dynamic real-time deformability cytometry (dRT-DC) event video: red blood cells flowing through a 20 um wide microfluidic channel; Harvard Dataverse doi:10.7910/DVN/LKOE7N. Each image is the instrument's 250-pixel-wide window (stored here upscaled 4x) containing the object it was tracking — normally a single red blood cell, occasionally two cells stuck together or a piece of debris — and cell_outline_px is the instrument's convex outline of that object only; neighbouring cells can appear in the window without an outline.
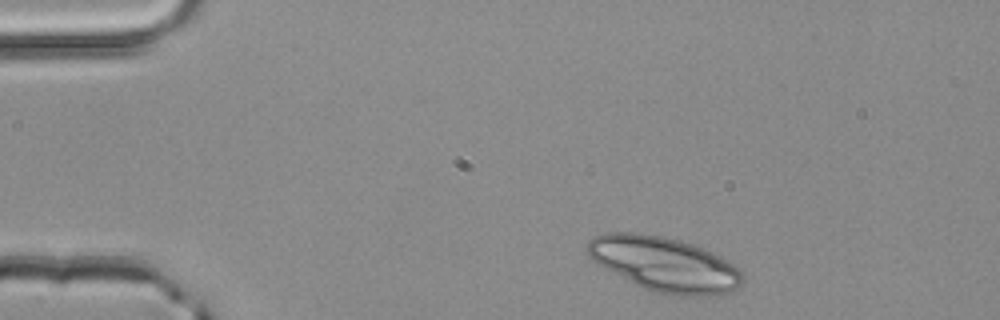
{"species": "common noctule bat (a hibernating species)", "species_latin": "Nyctalus noctula", "temperature_condition": "room temperature", "stored_images_in_passage": 2, "camera_frame_rate_fps": 3000, "um_per_image_px": 0.085, "animal": {"sex": "male", "body_mass_g": 20.4}, "frame": {"image": 1, "passage_image": 1, "time_ms": 0.0, "image_size_px": [1000, 320], "cell_outline_px": [[744, 284], [732, 292], [720, 296], [672, 296], [652, 292], [636, 284], [592, 260], [588, 256], [588, 240], [596, 236], [608, 232], [636, 232], [664, 236], [680, 240], [704, 248], [720, 256], [732, 264], [740, 272], [744, 280]], "centroid_in_image_um": [56.53, 22.47], "position_along_channel_um": 28.5, "area_um2": 49.53}}